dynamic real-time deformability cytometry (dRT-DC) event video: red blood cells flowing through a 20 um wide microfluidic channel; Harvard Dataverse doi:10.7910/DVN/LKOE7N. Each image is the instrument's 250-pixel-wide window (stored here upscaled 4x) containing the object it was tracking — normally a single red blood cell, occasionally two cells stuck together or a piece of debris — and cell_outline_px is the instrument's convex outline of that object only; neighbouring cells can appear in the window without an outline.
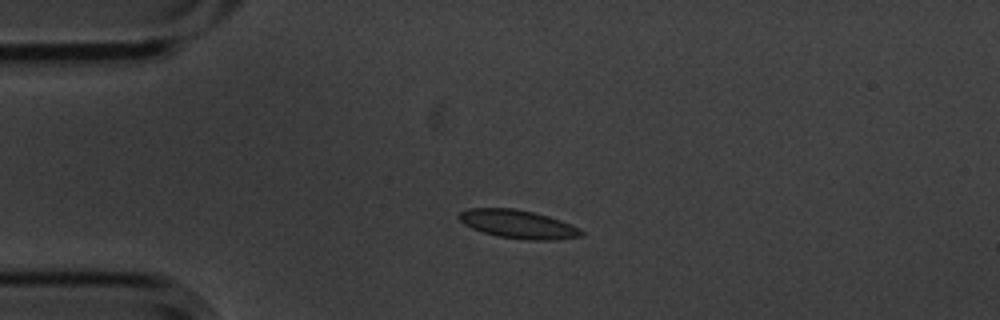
{"species": "common noctule bat (a hibernating species)", "species_latin": "Nyctalus noctula", "temperature_condition": "cold", "stored_images_in_passage": 2, "camera_frame_rate_fps": 3000, "um_per_image_px": 0.085, "animal": {"sex": "male", "body_mass_g": 20.1, "forearm_length_mm": 53.5}, "frame": {"image": 1, "passage_image": 1, "time_ms": 0.0, "image_size_px": [1000, 320], "cell_outline_px": [[584, 236], [556, 240], [528, 240], [496, 236], [472, 228], [464, 224], [456, 216], [460, 212], [468, 208], [516, 208], [548, 216], [560, 220], [580, 228], [584, 232]], "centroid_in_image_um": [44.05, 19.06], "position_along_channel_um": 41.0, "area_um2": 20.35}}